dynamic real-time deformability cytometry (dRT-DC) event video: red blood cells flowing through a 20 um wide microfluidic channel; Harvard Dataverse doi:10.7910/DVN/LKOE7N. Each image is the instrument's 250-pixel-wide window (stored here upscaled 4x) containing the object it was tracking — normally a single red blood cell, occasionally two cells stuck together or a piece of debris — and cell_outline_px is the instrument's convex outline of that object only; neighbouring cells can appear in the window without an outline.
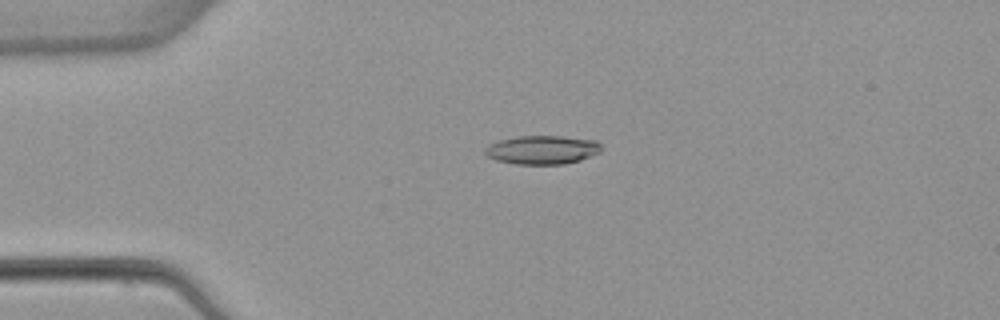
{"species": "common noctule bat (a hibernating species)", "species_latin": "Nyctalus noctula", "temperature_condition": "warm", "stored_images_in_passage": 5, "camera_frame_rate_fps": 3000, "um_per_image_px": 0.085, "animal": {"sex": "female", "body_mass_g": 22.7, "forearm_length_mm": 54.2}, "frame": {"image": 1, "passage_image": 4, "time_ms": 3.667, "image_size_px": [1000, 320], "cell_outline_px": [[600, 152], [580, 160], [564, 164], [512, 164], [496, 160], [488, 156], [484, 152], [484, 148], [500, 140], [520, 136], [560, 136], [596, 140], [600, 144]], "centroid_in_image_um": [46.09, 12.74], "position_along_channel_um": 38.9, "area_um2": 19.31}}